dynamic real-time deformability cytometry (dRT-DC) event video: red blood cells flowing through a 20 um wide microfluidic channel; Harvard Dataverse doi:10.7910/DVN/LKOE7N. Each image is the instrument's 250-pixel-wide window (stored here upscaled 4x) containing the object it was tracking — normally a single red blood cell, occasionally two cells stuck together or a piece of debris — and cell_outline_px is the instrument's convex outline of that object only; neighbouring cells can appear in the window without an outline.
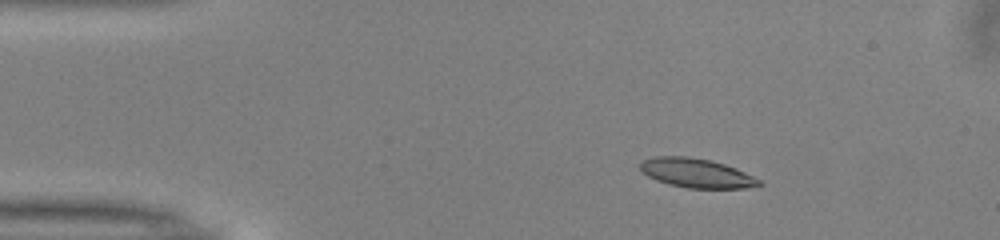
{"species": "common noctule bat (a hibernating species)", "species_latin": "Nyctalus noctula", "temperature_condition": "warm", "stored_images_in_passage": 51, "camera_frame_rate_fps": 3000, "um_per_image_px": 0.085, "animal": {"sex": "male", "body_mass_g": 13.0, "forearm_length_mm": 53.1}, "frame": {"image": 1, "passage_image": 8, "time_ms": 2.333, "image_size_px": [1000, 240], "cell_outline_px": [[764, 184], [748, 188], [688, 188], [668, 184], [656, 180], [640, 172], [640, 164], [644, 160], [656, 156], [688, 156], [712, 160], [736, 168], [760, 180]], "centroid_in_image_um": [59.19, 14.71], "position_along_channel_um": 25.8, "area_um2": 20.29}}
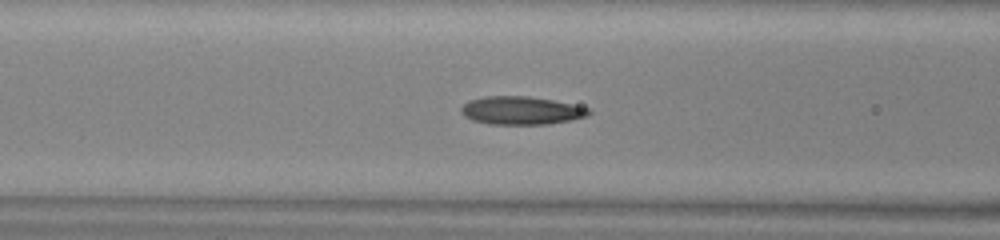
{"frame": {"image": 2, "passage_image": 20, "time_ms": 6.333, "image_size_px": [1000, 240], "cell_outline_px": [[592, 112], [588, 116], [548, 124], [488, 124], [472, 120], [464, 116], [460, 112], [460, 108], [468, 100], [484, 96], [528, 96], [552, 100], [592, 108]], "centroid_in_image_um": [44.29, 9.39], "position_along_channel_um": 122.3, "area_um2": 21.04}}
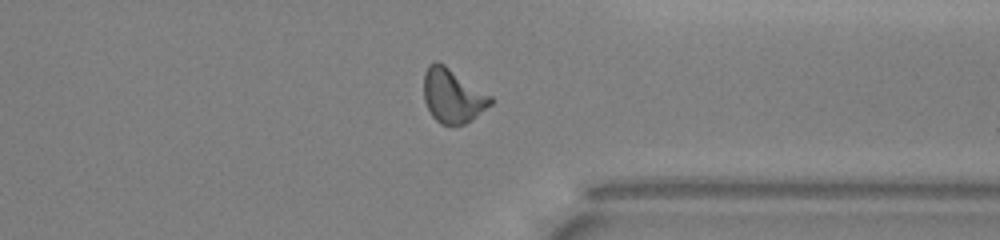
{"frame": {"image": 3, "passage_image": 39, "time_ms": 12.667, "image_size_px": [1000, 240], "cell_outline_px": [[492, 104], [476, 116], [464, 124], [440, 124], [432, 116], [424, 100], [424, 72], [428, 64], [436, 60], [444, 64], [492, 96]], "centroid_in_image_um": [38.46, 8.12], "position_along_channel_um": 372.9, "area_um2": 20.92}, "authors_computed_cell_mechanics": {"area_um2": 20.23, "velocity_mm_per_s": 4.0272, "shape_relaxation_time_tau1_ms": 5.205, "shape_relaxation_time_tau2_ms": 1.1531, "deformation_change_tau1": 0.1696, "deformation_change_tau2": 0.0838}}